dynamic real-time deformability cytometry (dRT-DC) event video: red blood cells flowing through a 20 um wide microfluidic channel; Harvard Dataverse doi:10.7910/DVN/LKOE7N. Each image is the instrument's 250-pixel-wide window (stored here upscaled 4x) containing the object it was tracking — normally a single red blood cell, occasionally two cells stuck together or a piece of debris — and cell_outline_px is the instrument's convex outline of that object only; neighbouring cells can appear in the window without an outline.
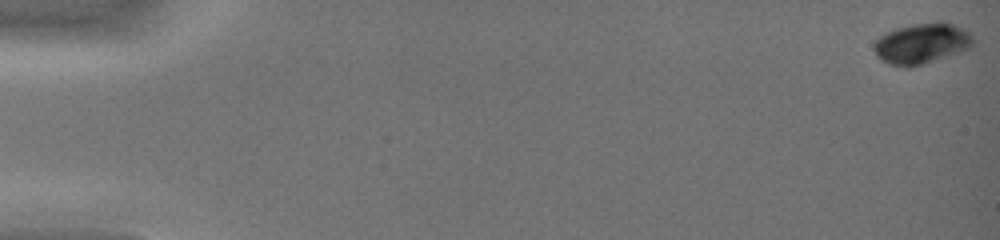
{"species": "common noctule bat (a hibernating species)", "species_latin": "Nyctalus noctula", "temperature_condition": "warm", "stored_images_in_passage": 46, "camera_frame_rate_fps": 3000, "um_per_image_px": 0.085, "animal": {"sex": "female", "body_mass_g": 19.0, "forearm_length_mm": 51.5}, "frame": {"image": 1, "passage_image": 1, "time_ms": 0.0, "image_size_px": [1000, 240], "cell_outline_px": [[972, 44], [968, 48], [908, 68], [904, 68], [888, 64], [880, 60], [876, 56], [876, 40], [880, 36], [896, 28], [912, 24], [940, 20], [952, 24], [968, 32], [972, 36]], "centroid_in_image_um": [78.3, 3.68], "position_along_channel_um": 6.7, "area_um2": 22.95}}
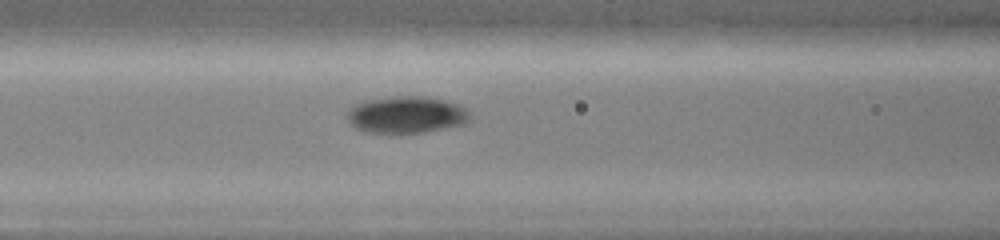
{"frame": {"image": 2, "passage_image": 22, "time_ms": 7.0, "image_size_px": [1000, 240], "cell_outline_px": [[472, 116], [464, 124], [424, 132], [368, 132], [356, 128], [348, 120], [348, 112], [356, 104], [368, 100], [392, 96], [424, 96], [444, 100], [460, 104], [472, 112]], "centroid_in_image_um": [34.62, 9.74], "position_along_channel_um": 132.0, "area_um2": 26.18}}
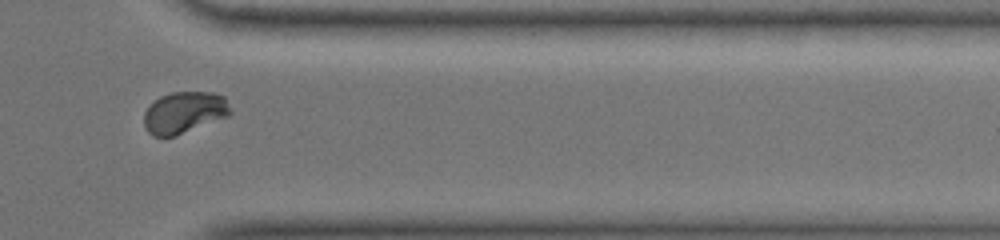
{"frame": {"image": 3, "passage_image": 40, "time_ms": 13.0, "image_size_px": [1000, 240], "cell_outline_px": [[232, 112], [228, 116], [176, 136], [152, 136], [148, 132], [144, 124], [144, 112], [160, 96], [172, 92], [212, 92], [224, 96]], "centroid_in_image_um": [15.67, 9.56], "position_along_channel_um": 395.7, "area_um2": 20.87}, "authors_computed_cell_mechanics": {"area_um2": 23.7847, "velocity_mm_per_s": 4.3833, "shape_relaxation_time_tau1_ms": 2.5862, "shape_relaxation_time_tau2_ms": 3.0379, "deformation_change_tau1": 0.1173, "deformation_change_tau2": 0.0226}}